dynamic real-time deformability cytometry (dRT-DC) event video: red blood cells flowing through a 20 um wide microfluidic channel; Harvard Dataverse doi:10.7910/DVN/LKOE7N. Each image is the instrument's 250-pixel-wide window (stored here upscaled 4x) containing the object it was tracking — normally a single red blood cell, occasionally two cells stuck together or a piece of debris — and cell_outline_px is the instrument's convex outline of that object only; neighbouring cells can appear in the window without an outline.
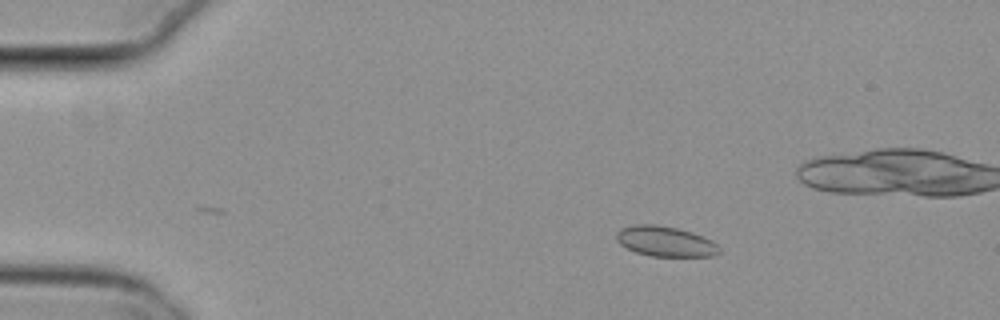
{"species": "common noctule bat (a hibernating species)", "species_latin": "Nyctalus noctula", "temperature_condition": "cold", "stored_images_in_passage": 4, "camera_frame_rate_fps": 3000, "um_per_image_px": 0.085, "animal": {"sex": "female", "body_mass_g": 29.2, "forearm_length_mm": 56.3}, "frame": {"image": 1, "passage_image": 4, "time_ms": 1.0, "image_size_px": [1000, 320], "cell_outline_px": [[720, 252], [716, 256], [652, 256], [636, 252], [620, 244], [616, 240], [616, 232], [620, 228], [632, 224], [656, 224], [680, 228], [704, 236], [712, 240], [720, 248]], "centroid_in_image_um": [56.56, 20.5], "position_along_channel_um": 28.4, "area_um2": 18.38}}